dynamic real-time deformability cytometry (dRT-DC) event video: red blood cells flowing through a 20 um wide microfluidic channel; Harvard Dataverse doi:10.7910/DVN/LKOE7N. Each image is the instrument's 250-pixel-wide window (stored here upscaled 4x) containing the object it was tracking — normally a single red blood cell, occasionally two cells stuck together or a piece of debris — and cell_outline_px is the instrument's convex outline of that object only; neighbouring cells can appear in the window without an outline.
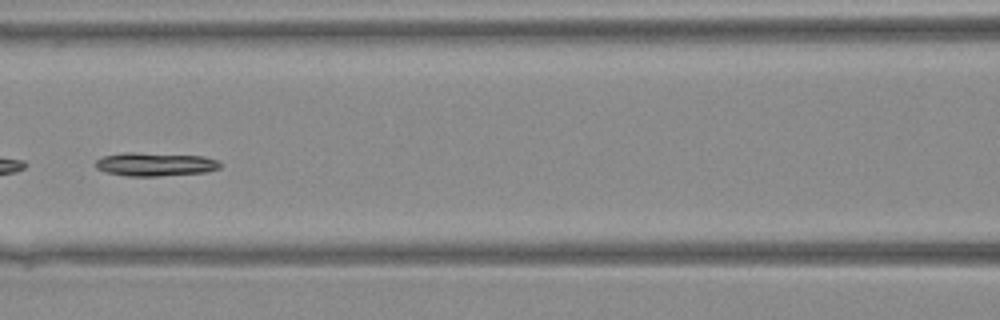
{"species": "Egyptian fruit bat (a non-hibernating species)", "species_latin": "Rousettus aegyptiacus", "temperature_condition": "warm", "stored_images_in_passage": 29, "camera_frame_rate_fps": 3000, "um_per_image_px": 0.085, "animal": {"sex": "female"}, "frame": {"image": 1, "passage_image": 9, "time_ms": 2.667, "image_size_px": [1000, 320], "cell_outline_px": [[220, 168], [204, 172], [156, 176], [128, 176], [104, 172], [96, 168], [96, 160], [104, 156], [124, 152], [136, 152], [204, 156], [216, 160], [220, 164]], "centroid_in_image_um": [13.15, 13.95], "position_along_channel_um": 153.5, "area_um2": 16.99}}